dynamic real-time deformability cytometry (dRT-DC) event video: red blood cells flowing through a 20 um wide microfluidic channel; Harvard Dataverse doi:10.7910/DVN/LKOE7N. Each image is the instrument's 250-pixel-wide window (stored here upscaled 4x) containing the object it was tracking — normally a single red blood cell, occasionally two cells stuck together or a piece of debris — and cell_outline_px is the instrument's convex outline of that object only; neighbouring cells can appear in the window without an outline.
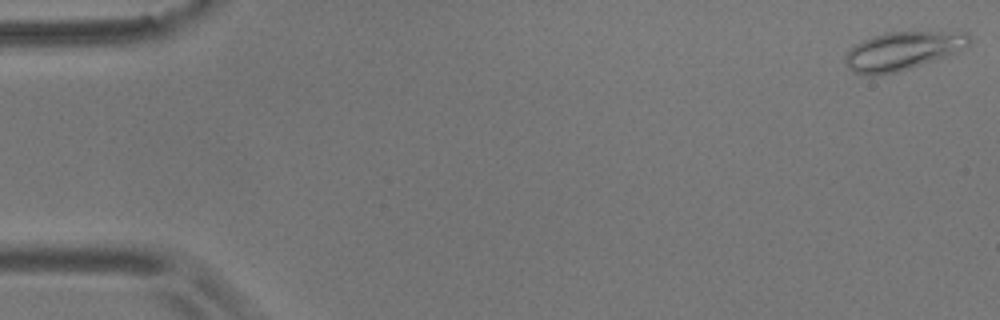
{"species": "common noctule bat (a hibernating species)", "species_latin": "Nyctalus noctula", "temperature_condition": "room temperature", "stored_images_in_passage": 55, "camera_frame_rate_fps": 3000, "um_per_image_px": 0.085, "animal": {"sex": "male", "body_mass_g": 17.9}, "frame": {"image": 1, "passage_image": 1, "time_ms": 0.0, "image_size_px": [1000, 320], "cell_outline_px": [[972, 40], [968, 44], [956, 52], [896, 72], [868, 76], [852, 72], [848, 68], [844, 60], [844, 56], [856, 44], [872, 36], [888, 32], [968, 32]], "centroid_in_image_um": [76.68, 4.32], "position_along_channel_um": 8.3, "area_um2": 27.22}}
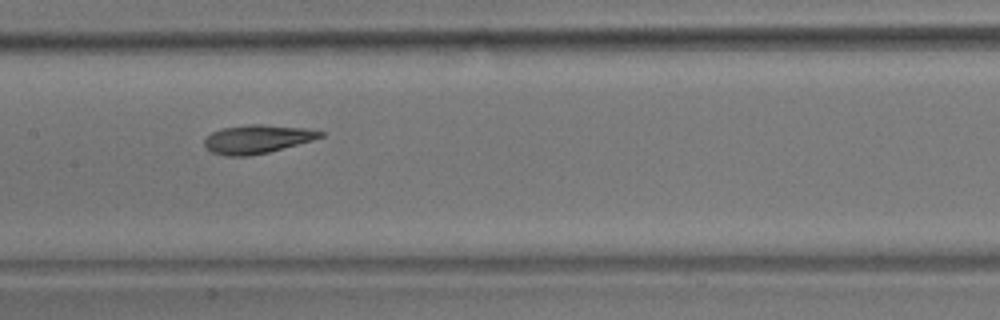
{"frame": {"image": 2, "passage_image": 27, "time_ms": 8.667, "image_size_px": [1000, 320], "cell_outline_px": [[324, 136], [312, 140], [268, 152], [248, 156], [228, 156], [212, 152], [204, 144], [204, 140], [212, 132], [220, 128], [248, 124], [260, 124], [308, 128], [324, 132]], "centroid_in_image_um": [21.87, 11.81], "position_along_channel_um": 185.5, "area_um2": 19.19}}
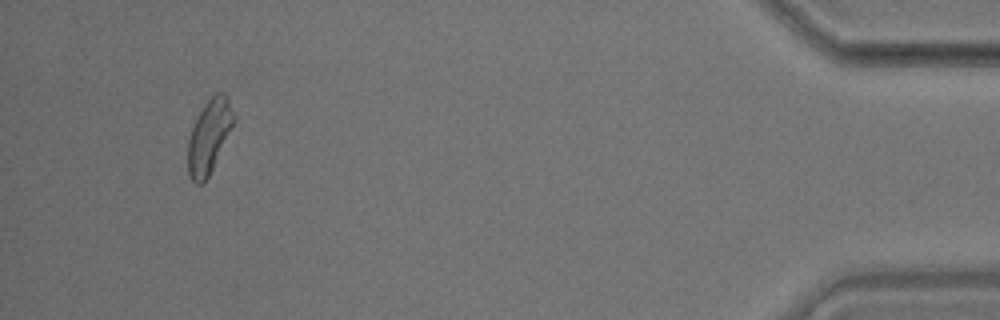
{"frame": {"image": 3, "passage_image": 52, "time_ms": 17.0, "image_size_px": [1000, 320], "cell_outline_px": [[236, 120], [204, 184], [196, 184], [192, 180], [188, 172], [188, 140], [192, 128], [204, 104], [216, 92], [224, 92], [236, 116]], "centroid_in_image_um": [17.79, 11.58], "position_along_channel_um": 417.4, "area_um2": 19.36}, "authors_computed_cell_mechanics": {"area_um2": 19.7098, "velocity_mm_per_s": 3.6138, "shape_relaxation_time_tau1_ms": 6.3706, "shape_relaxation_time_tau2_ms": 4.2593, "deformation_change_tau1": 0.1653, "deformation_change_tau2": 0.0771}}